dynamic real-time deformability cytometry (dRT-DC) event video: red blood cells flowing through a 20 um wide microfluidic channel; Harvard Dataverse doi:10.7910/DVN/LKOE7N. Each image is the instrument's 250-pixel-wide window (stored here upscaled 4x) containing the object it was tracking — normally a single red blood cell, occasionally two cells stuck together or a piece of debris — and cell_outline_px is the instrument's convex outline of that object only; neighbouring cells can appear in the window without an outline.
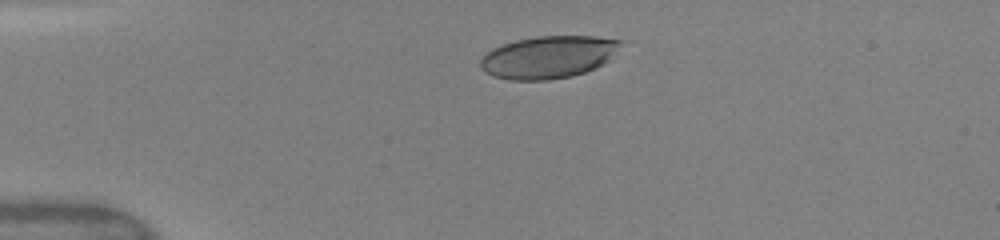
{"species": "human", "species_latin": "Homo sapiens", "temperature_condition": "warm", "stored_images_in_passage": 8, "camera_frame_rate_fps": 3000, "um_per_image_px": 0.085, "donor": {"sex": "female"}, "frame": {"image": 1, "passage_image": 1, "time_ms": 0.0, "image_size_px": [1000, 240], "cell_outline_px": [[624, 40], [608, 60], [604, 64], [596, 68], [572, 76], [548, 80], [508, 80], [492, 76], [484, 72], [480, 68], [480, 60], [492, 48], [516, 40], [536, 36], [596, 36]], "centroid_in_image_um": [46.6, 4.86], "position_along_channel_um": 38.4, "area_um2": 34.74}}
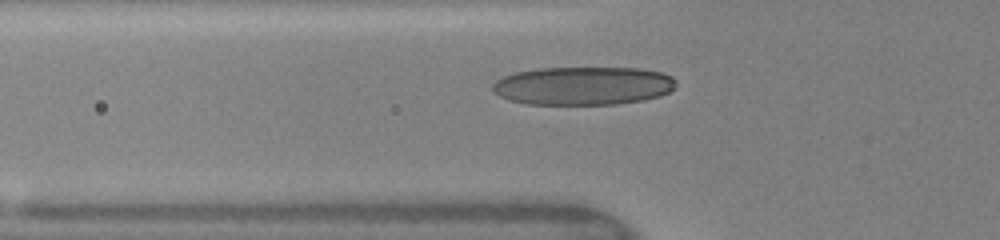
{"frame": {"image": 2, "passage_image": 6, "time_ms": 2.0, "image_size_px": [1000, 240], "cell_outline_px": [[676, 88], [660, 96], [644, 100], [616, 104], [528, 104], [508, 100], [492, 92], [492, 84], [496, 80], [504, 76], [516, 72], [536, 68], [640, 68], [660, 72], [672, 76], [676, 80]], "centroid_in_image_um": [49.57, 7.29], "position_along_channel_um": 76.2, "area_um2": 41.27}}